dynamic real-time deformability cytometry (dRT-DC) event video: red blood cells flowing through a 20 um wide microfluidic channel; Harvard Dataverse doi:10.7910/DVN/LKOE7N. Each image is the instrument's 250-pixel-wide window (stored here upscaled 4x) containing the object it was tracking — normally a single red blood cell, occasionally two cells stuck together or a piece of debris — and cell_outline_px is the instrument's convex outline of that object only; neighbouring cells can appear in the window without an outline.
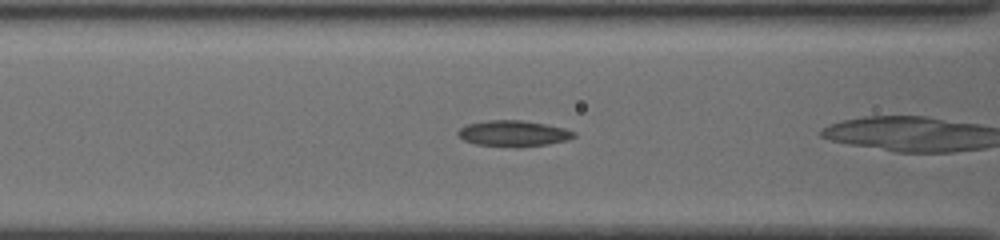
{"species": "common noctule bat (a hibernating species)", "species_latin": "Nyctalus noctula", "temperature_condition": "cold", "stored_images_in_passage": 7, "camera_frame_rate_fps": 3000, "um_per_image_px": 0.085, "animal": {"sex": "female", "body_mass_g": 19.5, "forearm_length_mm": 54.1}, "frame": {"image": 1, "passage_image": 3, "time_ms": 0.667, "image_size_px": [1000, 240], "cell_outline_px": [[576, 136], [568, 140], [548, 144], [516, 148], [476, 144], [464, 140], [456, 132], [460, 128], [468, 124], [484, 120], [520, 120], [544, 124], [564, 128], [576, 132]], "centroid_in_image_um": [43.65, 11.35], "position_along_channel_um": 123.0, "area_um2": 17.63}}
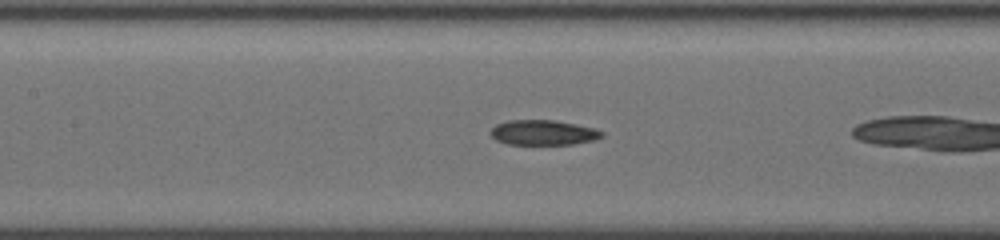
{"frame": {"image": 2, "passage_image": 6, "time_ms": 1.667, "image_size_px": [1000, 240], "cell_outline_px": [[604, 136], [596, 140], [572, 144], [508, 144], [496, 140], [488, 132], [496, 124], [508, 120], [552, 120], [596, 128], [604, 132]], "centroid_in_image_um": [46.18, 11.27], "position_along_channel_um": 161.2, "area_um2": 16.3}}